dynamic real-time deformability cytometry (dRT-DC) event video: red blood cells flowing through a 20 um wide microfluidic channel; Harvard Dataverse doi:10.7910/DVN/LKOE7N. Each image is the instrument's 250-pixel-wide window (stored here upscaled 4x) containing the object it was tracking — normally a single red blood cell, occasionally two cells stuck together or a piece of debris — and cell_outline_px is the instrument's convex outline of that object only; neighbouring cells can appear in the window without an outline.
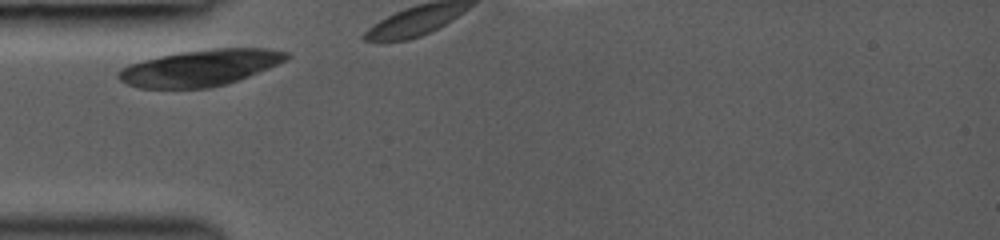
{"species": "common noctule bat (a hibernating species)", "species_latin": "Nyctalus noctula", "temperature_condition": "room temperature", "stored_images_in_passage": 3, "segment_of_instrument_passage": [1, 2], "camera_frame_rate_fps": 3000, "um_per_image_px": 0.085, "animal": {"sex": "female", "body_mass_g": 19.0, "forearm_length_mm": 53.3}, "frame": {"image": 1, "passage_image": 1, "time_ms": 0.0, "image_size_px": [1000, 240], "cell_outline_px": [[292, 56], [268, 68], [248, 76], [224, 84], [208, 88], [140, 88], [128, 84], [120, 80], [116, 76], [116, 72], [120, 68], [128, 64], [160, 56], [180, 52], [212, 48], [264, 48], [288, 52]], "centroid_in_image_um": [16.97, 5.76], "position_along_channel_um": 68.0, "area_um2": 35.32}}